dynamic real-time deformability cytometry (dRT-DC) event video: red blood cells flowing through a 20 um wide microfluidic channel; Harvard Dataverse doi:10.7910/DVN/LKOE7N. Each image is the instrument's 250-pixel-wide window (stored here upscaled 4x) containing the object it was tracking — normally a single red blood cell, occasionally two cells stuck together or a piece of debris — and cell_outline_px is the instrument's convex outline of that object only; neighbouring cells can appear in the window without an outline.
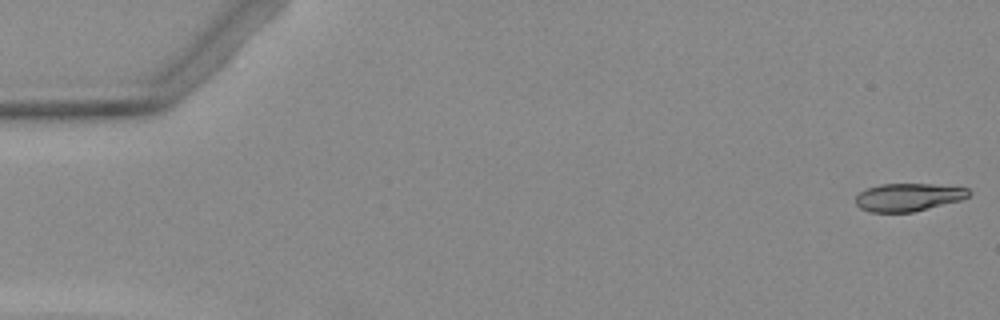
{"species": "Egyptian fruit bat (a non-hibernating species)", "species_latin": "Rousettus aegyptiacus", "temperature_condition": "warm", "stored_images_in_passage": 5, "camera_frame_rate_fps": 3000, "um_per_image_px": 0.085, "animal": {"sex": "female"}, "frame": {"image": 1, "passage_image": 1, "time_ms": 0.0, "image_size_px": [1000, 320], "cell_outline_px": [[972, 192], [968, 196], [960, 200], [912, 212], [872, 212], [860, 208], [856, 204], [856, 196], [860, 192], [868, 188], [880, 184], [932, 184], [968, 188]], "centroid_in_image_um": [77.2, 16.75], "position_along_channel_um": 7.8, "area_um2": 18.21}}
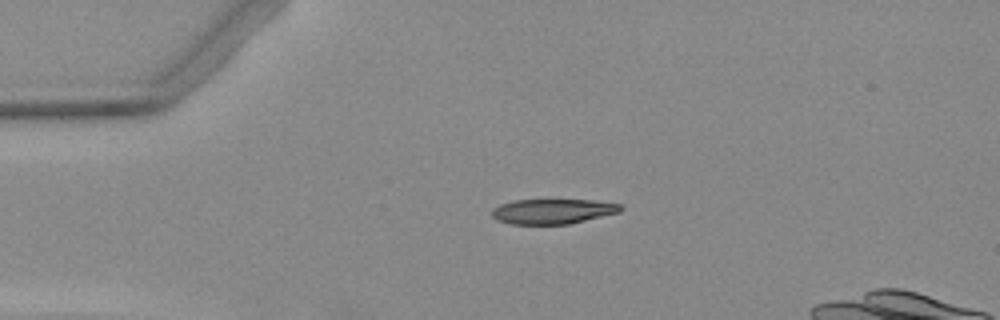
{"frame": {"image": 2, "passage_image": 4, "time_ms": 3.667, "image_size_px": [1000, 320], "cell_outline_px": [[624, 208], [620, 212], [568, 224], [512, 224], [496, 220], [492, 216], [492, 208], [500, 204], [512, 200], [596, 200], [620, 204]], "centroid_in_image_um": [46.97, 17.96], "position_along_channel_um": 38.0, "area_um2": 18.79}}